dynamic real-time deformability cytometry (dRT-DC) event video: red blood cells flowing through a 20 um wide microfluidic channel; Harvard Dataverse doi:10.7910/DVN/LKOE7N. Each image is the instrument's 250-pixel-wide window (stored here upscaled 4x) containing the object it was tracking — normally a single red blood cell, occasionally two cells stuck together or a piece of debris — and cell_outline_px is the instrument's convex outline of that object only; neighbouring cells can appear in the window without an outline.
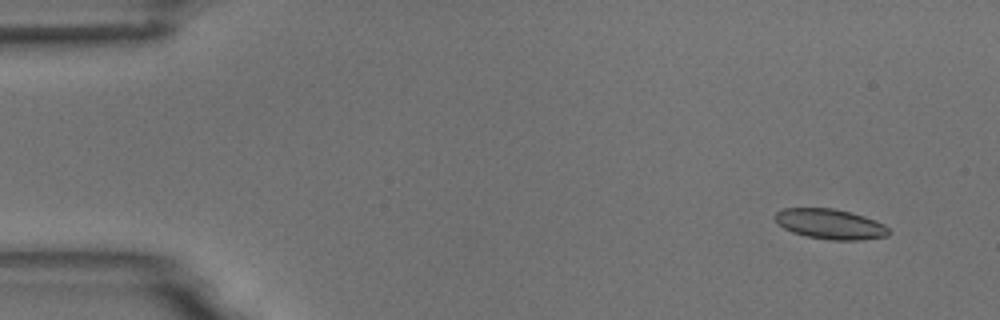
{"species": "common noctule bat (a hibernating species)", "species_latin": "Nyctalus noctula", "temperature_condition": "room temperature", "stored_images_in_passage": 14, "camera_frame_rate_fps": 3000, "um_per_image_px": 0.085, "animal": {"sex": "male", "body_mass_g": 18.8}, "frame": {"image": 1, "passage_image": 1, "time_ms": 0.0, "image_size_px": [1000, 320], "cell_outline_px": [[892, 232], [888, 236], [864, 240], [832, 240], [808, 236], [792, 232], [784, 228], [772, 216], [776, 212], [784, 208], [832, 208], [852, 212], [876, 220], [884, 224]], "centroid_in_image_um": [70.61, 19.04], "position_along_channel_um": 14.4, "area_um2": 20.11}}
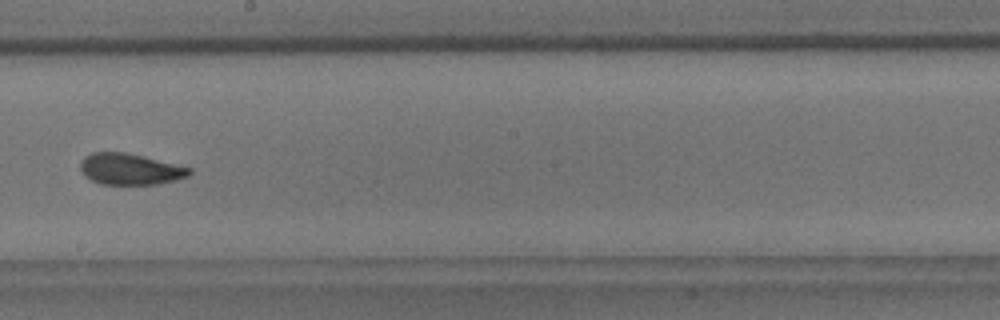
{"frame": {"image": 2, "passage_image": 8, "time_ms": 9.0, "image_size_px": [1000, 320], "cell_outline_px": [[192, 172], [188, 176], [176, 180], [156, 184], [100, 184], [84, 176], [80, 168], [80, 160], [84, 156], [92, 152], [124, 152], [144, 156], [192, 168]], "centroid_in_image_um": [11.04, 14.37], "position_along_channel_um": 237.2, "area_um2": 19.94}}
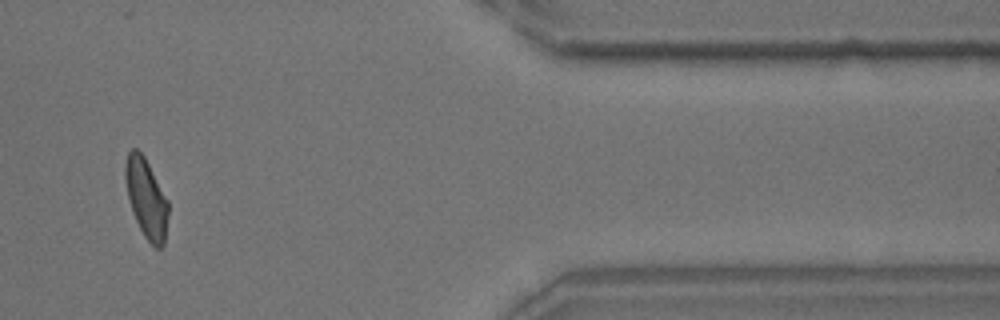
{"frame": {"image": 3, "passage_image": 12, "time_ms": 14.333, "image_size_px": [1000, 320], "cell_outline_px": [[168, 216], [164, 244], [160, 248], [156, 248], [144, 236], [132, 212], [124, 180], [124, 164], [128, 152], [132, 148], [136, 148], [144, 156], [168, 200]], "centroid_in_image_um": [12.42, 16.83], "position_along_channel_um": 399.0, "area_um2": 19.83}, "authors_computed_cell_mechanics": {"area_um2": 20.1433, "velocity_mm_per_s": 3.7082, "shape_relaxation_time_tau1_ms": 4.7139, "shape_relaxation_time_tau2_ms": 1.363, "deformation_change_tau1": 0.113, "deformation_change_tau2": 0.0381}}